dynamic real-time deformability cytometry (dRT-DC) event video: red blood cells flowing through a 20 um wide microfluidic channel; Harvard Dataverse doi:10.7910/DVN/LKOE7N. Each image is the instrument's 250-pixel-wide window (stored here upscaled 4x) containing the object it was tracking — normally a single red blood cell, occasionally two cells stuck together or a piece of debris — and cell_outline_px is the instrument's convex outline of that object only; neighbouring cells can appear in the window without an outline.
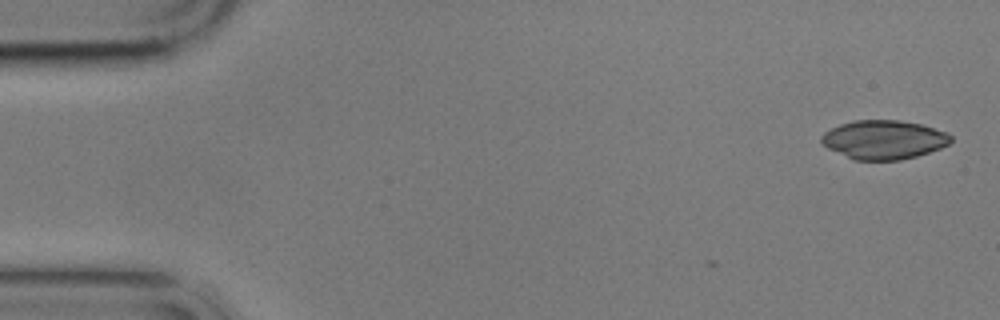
{"species": "common noctule bat (a hibernating species)", "species_latin": "Nyctalus noctula", "temperature_condition": "cold", "stored_images_in_passage": 3, "camera_frame_rate_fps": 3000, "um_per_image_px": 0.085, "animal": {"sex": "male", "body_mass_g": 17.9}, "frame": {"image": 1, "passage_image": 1, "time_ms": 0.0, "image_size_px": [1000, 320], "cell_outline_px": [[952, 140], [948, 144], [940, 148], [916, 156], [900, 160], [852, 160], [828, 148], [820, 140], [820, 136], [824, 132], [840, 124], [852, 120], [900, 120], [920, 124], [948, 132], [952, 136]], "centroid_in_image_um": [75.11, 11.87], "position_along_channel_um": 9.9, "area_um2": 29.42}}